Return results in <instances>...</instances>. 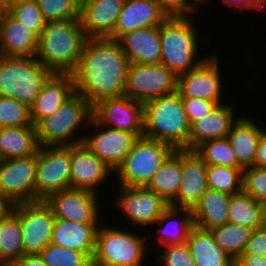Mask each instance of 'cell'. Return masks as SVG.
<instances>
[{
	"instance_id": "obj_1",
	"label": "cell",
	"mask_w": 266,
	"mask_h": 266,
	"mask_svg": "<svg viewBox=\"0 0 266 266\" xmlns=\"http://www.w3.org/2000/svg\"><path fill=\"white\" fill-rule=\"evenodd\" d=\"M129 64L118 40L87 38L71 73L75 91L92 107L101 100L124 96Z\"/></svg>"
},
{
	"instance_id": "obj_2",
	"label": "cell",
	"mask_w": 266,
	"mask_h": 266,
	"mask_svg": "<svg viewBox=\"0 0 266 266\" xmlns=\"http://www.w3.org/2000/svg\"><path fill=\"white\" fill-rule=\"evenodd\" d=\"M86 39L80 19L46 22L38 39L36 59L53 73H72Z\"/></svg>"
},
{
	"instance_id": "obj_3",
	"label": "cell",
	"mask_w": 266,
	"mask_h": 266,
	"mask_svg": "<svg viewBox=\"0 0 266 266\" xmlns=\"http://www.w3.org/2000/svg\"><path fill=\"white\" fill-rule=\"evenodd\" d=\"M143 136L189 149L190 123L177 91L143 103Z\"/></svg>"
},
{
	"instance_id": "obj_4",
	"label": "cell",
	"mask_w": 266,
	"mask_h": 266,
	"mask_svg": "<svg viewBox=\"0 0 266 266\" xmlns=\"http://www.w3.org/2000/svg\"><path fill=\"white\" fill-rule=\"evenodd\" d=\"M191 17H167L159 25L161 64L176 76L196 68L208 56L197 57L201 52L199 37Z\"/></svg>"
},
{
	"instance_id": "obj_5",
	"label": "cell",
	"mask_w": 266,
	"mask_h": 266,
	"mask_svg": "<svg viewBox=\"0 0 266 266\" xmlns=\"http://www.w3.org/2000/svg\"><path fill=\"white\" fill-rule=\"evenodd\" d=\"M92 114V106L75 91L54 114L41 119L35 125L39 147L71 146L82 143L85 133L82 136L75 134L78 129H82L83 124L86 129L90 126Z\"/></svg>"
},
{
	"instance_id": "obj_6",
	"label": "cell",
	"mask_w": 266,
	"mask_h": 266,
	"mask_svg": "<svg viewBox=\"0 0 266 266\" xmlns=\"http://www.w3.org/2000/svg\"><path fill=\"white\" fill-rule=\"evenodd\" d=\"M99 224L96 232L94 266H142L148 257L147 238L142 232ZM147 251V252H146Z\"/></svg>"
},
{
	"instance_id": "obj_7",
	"label": "cell",
	"mask_w": 266,
	"mask_h": 266,
	"mask_svg": "<svg viewBox=\"0 0 266 266\" xmlns=\"http://www.w3.org/2000/svg\"><path fill=\"white\" fill-rule=\"evenodd\" d=\"M52 74L36 56L0 55V95L22 102L30 108Z\"/></svg>"
},
{
	"instance_id": "obj_8",
	"label": "cell",
	"mask_w": 266,
	"mask_h": 266,
	"mask_svg": "<svg viewBox=\"0 0 266 266\" xmlns=\"http://www.w3.org/2000/svg\"><path fill=\"white\" fill-rule=\"evenodd\" d=\"M174 151L169 144L144 136L139 137L115 171L118 186L145 187Z\"/></svg>"
},
{
	"instance_id": "obj_9",
	"label": "cell",
	"mask_w": 266,
	"mask_h": 266,
	"mask_svg": "<svg viewBox=\"0 0 266 266\" xmlns=\"http://www.w3.org/2000/svg\"><path fill=\"white\" fill-rule=\"evenodd\" d=\"M71 188L70 146L39 147L37 151L35 201Z\"/></svg>"
},
{
	"instance_id": "obj_10",
	"label": "cell",
	"mask_w": 266,
	"mask_h": 266,
	"mask_svg": "<svg viewBox=\"0 0 266 266\" xmlns=\"http://www.w3.org/2000/svg\"><path fill=\"white\" fill-rule=\"evenodd\" d=\"M175 91H177V76L164 64H129L125 96L145 103Z\"/></svg>"
},
{
	"instance_id": "obj_11",
	"label": "cell",
	"mask_w": 266,
	"mask_h": 266,
	"mask_svg": "<svg viewBox=\"0 0 266 266\" xmlns=\"http://www.w3.org/2000/svg\"><path fill=\"white\" fill-rule=\"evenodd\" d=\"M37 153L0 160V196L11 205L35 202Z\"/></svg>"
},
{
	"instance_id": "obj_12",
	"label": "cell",
	"mask_w": 266,
	"mask_h": 266,
	"mask_svg": "<svg viewBox=\"0 0 266 266\" xmlns=\"http://www.w3.org/2000/svg\"><path fill=\"white\" fill-rule=\"evenodd\" d=\"M114 201L123 216L136 228L151 227L160 218L169 204L154 191L139 186H119ZM119 208V209H118Z\"/></svg>"
},
{
	"instance_id": "obj_13",
	"label": "cell",
	"mask_w": 266,
	"mask_h": 266,
	"mask_svg": "<svg viewBox=\"0 0 266 266\" xmlns=\"http://www.w3.org/2000/svg\"><path fill=\"white\" fill-rule=\"evenodd\" d=\"M24 254H39L52 239L55 216L45 201L18 204Z\"/></svg>"
},
{
	"instance_id": "obj_14",
	"label": "cell",
	"mask_w": 266,
	"mask_h": 266,
	"mask_svg": "<svg viewBox=\"0 0 266 266\" xmlns=\"http://www.w3.org/2000/svg\"><path fill=\"white\" fill-rule=\"evenodd\" d=\"M217 54H208L196 68L177 76V92L181 97H192L224 103L222 100V73ZM221 73V74H220Z\"/></svg>"
},
{
	"instance_id": "obj_15",
	"label": "cell",
	"mask_w": 266,
	"mask_h": 266,
	"mask_svg": "<svg viewBox=\"0 0 266 266\" xmlns=\"http://www.w3.org/2000/svg\"><path fill=\"white\" fill-rule=\"evenodd\" d=\"M90 128L97 129L93 135H84V145L102 160L113 174L121 166L125 157L139 138L135 133L100 125L93 117ZM94 127V128H93Z\"/></svg>"
},
{
	"instance_id": "obj_16",
	"label": "cell",
	"mask_w": 266,
	"mask_h": 266,
	"mask_svg": "<svg viewBox=\"0 0 266 266\" xmlns=\"http://www.w3.org/2000/svg\"><path fill=\"white\" fill-rule=\"evenodd\" d=\"M99 194L77 188L53 193L45 202L53 209L55 219L82 224H100L102 206Z\"/></svg>"
},
{
	"instance_id": "obj_17",
	"label": "cell",
	"mask_w": 266,
	"mask_h": 266,
	"mask_svg": "<svg viewBox=\"0 0 266 266\" xmlns=\"http://www.w3.org/2000/svg\"><path fill=\"white\" fill-rule=\"evenodd\" d=\"M93 118L102 126L143 136V103L128 96L107 98L92 107Z\"/></svg>"
},
{
	"instance_id": "obj_18",
	"label": "cell",
	"mask_w": 266,
	"mask_h": 266,
	"mask_svg": "<svg viewBox=\"0 0 266 266\" xmlns=\"http://www.w3.org/2000/svg\"><path fill=\"white\" fill-rule=\"evenodd\" d=\"M207 165L195 151L181 149L182 180L177 196L169 203L172 207L193 209L208 190Z\"/></svg>"
},
{
	"instance_id": "obj_19",
	"label": "cell",
	"mask_w": 266,
	"mask_h": 266,
	"mask_svg": "<svg viewBox=\"0 0 266 266\" xmlns=\"http://www.w3.org/2000/svg\"><path fill=\"white\" fill-rule=\"evenodd\" d=\"M71 188L92 191L98 194L100 185L112 176V170L84 143L70 146ZM99 186V187H98Z\"/></svg>"
},
{
	"instance_id": "obj_20",
	"label": "cell",
	"mask_w": 266,
	"mask_h": 266,
	"mask_svg": "<svg viewBox=\"0 0 266 266\" xmlns=\"http://www.w3.org/2000/svg\"><path fill=\"white\" fill-rule=\"evenodd\" d=\"M125 0H87L80 20L87 38H111Z\"/></svg>"
},
{
	"instance_id": "obj_21",
	"label": "cell",
	"mask_w": 266,
	"mask_h": 266,
	"mask_svg": "<svg viewBox=\"0 0 266 266\" xmlns=\"http://www.w3.org/2000/svg\"><path fill=\"white\" fill-rule=\"evenodd\" d=\"M74 92L71 73H53L44 83L41 93L30 107L33 125L54 114Z\"/></svg>"
},
{
	"instance_id": "obj_22",
	"label": "cell",
	"mask_w": 266,
	"mask_h": 266,
	"mask_svg": "<svg viewBox=\"0 0 266 266\" xmlns=\"http://www.w3.org/2000/svg\"><path fill=\"white\" fill-rule=\"evenodd\" d=\"M39 37L7 11L0 15V55L6 57L36 56Z\"/></svg>"
},
{
	"instance_id": "obj_23",
	"label": "cell",
	"mask_w": 266,
	"mask_h": 266,
	"mask_svg": "<svg viewBox=\"0 0 266 266\" xmlns=\"http://www.w3.org/2000/svg\"><path fill=\"white\" fill-rule=\"evenodd\" d=\"M166 18L167 15L155 0H125L113 39L118 40L125 33L140 28L159 26Z\"/></svg>"
},
{
	"instance_id": "obj_24",
	"label": "cell",
	"mask_w": 266,
	"mask_h": 266,
	"mask_svg": "<svg viewBox=\"0 0 266 266\" xmlns=\"http://www.w3.org/2000/svg\"><path fill=\"white\" fill-rule=\"evenodd\" d=\"M252 118V119H251ZM254 118L241 114L226 135L238 164L246 169L255 166V155L261 136L266 128H261Z\"/></svg>"
},
{
	"instance_id": "obj_25",
	"label": "cell",
	"mask_w": 266,
	"mask_h": 266,
	"mask_svg": "<svg viewBox=\"0 0 266 266\" xmlns=\"http://www.w3.org/2000/svg\"><path fill=\"white\" fill-rule=\"evenodd\" d=\"M232 104H219L207 116L190 125L189 150H195L205 141L226 137L239 117L235 116L236 108Z\"/></svg>"
},
{
	"instance_id": "obj_26",
	"label": "cell",
	"mask_w": 266,
	"mask_h": 266,
	"mask_svg": "<svg viewBox=\"0 0 266 266\" xmlns=\"http://www.w3.org/2000/svg\"><path fill=\"white\" fill-rule=\"evenodd\" d=\"M118 41L130 63L146 65L161 63L159 26L127 32Z\"/></svg>"
},
{
	"instance_id": "obj_27",
	"label": "cell",
	"mask_w": 266,
	"mask_h": 266,
	"mask_svg": "<svg viewBox=\"0 0 266 266\" xmlns=\"http://www.w3.org/2000/svg\"><path fill=\"white\" fill-rule=\"evenodd\" d=\"M98 226L99 224H82L65 219H55L51 243L85 252L92 259Z\"/></svg>"
},
{
	"instance_id": "obj_28",
	"label": "cell",
	"mask_w": 266,
	"mask_h": 266,
	"mask_svg": "<svg viewBox=\"0 0 266 266\" xmlns=\"http://www.w3.org/2000/svg\"><path fill=\"white\" fill-rule=\"evenodd\" d=\"M230 194L208 189L192 209L194 226L211 230L229 221Z\"/></svg>"
},
{
	"instance_id": "obj_29",
	"label": "cell",
	"mask_w": 266,
	"mask_h": 266,
	"mask_svg": "<svg viewBox=\"0 0 266 266\" xmlns=\"http://www.w3.org/2000/svg\"><path fill=\"white\" fill-rule=\"evenodd\" d=\"M156 225L160 227L156 238L158 239L156 243H159L160 246L186 243L189 233L194 227L192 210L169 205L153 225V228Z\"/></svg>"
},
{
	"instance_id": "obj_30",
	"label": "cell",
	"mask_w": 266,
	"mask_h": 266,
	"mask_svg": "<svg viewBox=\"0 0 266 266\" xmlns=\"http://www.w3.org/2000/svg\"><path fill=\"white\" fill-rule=\"evenodd\" d=\"M186 244L196 266H235V260L217 245L210 230L194 226Z\"/></svg>"
},
{
	"instance_id": "obj_31",
	"label": "cell",
	"mask_w": 266,
	"mask_h": 266,
	"mask_svg": "<svg viewBox=\"0 0 266 266\" xmlns=\"http://www.w3.org/2000/svg\"><path fill=\"white\" fill-rule=\"evenodd\" d=\"M38 149L35 126L0 128V160L33 156Z\"/></svg>"
},
{
	"instance_id": "obj_32",
	"label": "cell",
	"mask_w": 266,
	"mask_h": 266,
	"mask_svg": "<svg viewBox=\"0 0 266 266\" xmlns=\"http://www.w3.org/2000/svg\"><path fill=\"white\" fill-rule=\"evenodd\" d=\"M181 180V149H175L145 187L169 204L177 196Z\"/></svg>"
},
{
	"instance_id": "obj_33",
	"label": "cell",
	"mask_w": 266,
	"mask_h": 266,
	"mask_svg": "<svg viewBox=\"0 0 266 266\" xmlns=\"http://www.w3.org/2000/svg\"><path fill=\"white\" fill-rule=\"evenodd\" d=\"M24 255L18 204L0 220V263L20 259Z\"/></svg>"
},
{
	"instance_id": "obj_34",
	"label": "cell",
	"mask_w": 266,
	"mask_h": 266,
	"mask_svg": "<svg viewBox=\"0 0 266 266\" xmlns=\"http://www.w3.org/2000/svg\"><path fill=\"white\" fill-rule=\"evenodd\" d=\"M229 222L243 225L253 230L264 225L263 204L244 190L232 194L229 206Z\"/></svg>"
},
{
	"instance_id": "obj_35",
	"label": "cell",
	"mask_w": 266,
	"mask_h": 266,
	"mask_svg": "<svg viewBox=\"0 0 266 266\" xmlns=\"http://www.w3.org/2000/svg\"><path fill=\"white\" fill-rule=\"evenodd\" d=\"M210 231L214 235L217 245L236 260L243 253L254 230L228 221Z\"/></svg>"
},
{
	"instance_id": "obj_36",
	"label": "cell",
	"mask_w": 266,
	"mask_h": 266,
	"mask_svg": "<svg viewBox=\"0 0 266 266\" xmlns=\"http://www.w3.org/2000/svg\"><path fill=\"white\" fill-rule=\"evenodd\" d=\"M243 170V168L209 165L207 167L208 189L230 195L242 191Z\"/></svg>"
},
{
	"instance_id": "obj_37",
	"label": "cell",
	"mask_w": 266,
	"mask_h": 266,
	"mask_svg": "<svg viewBox=\"0 0 266 266\" xmlns=\"http://www.w3.org/2000/svg\"><path fill=\"white\" fill-rule=\"evenodd\" d=\"M195 151L203 158L207 166L220 165L242 168L238 164L235 153L226 137L205 141Z\"/></svg>"
},
{
	"instance_id": "obj_38",
	"label": "cell",
	"mask_w": 266,
	"mask_h": 266,
	"mask_svg": "<svg viewBox=\"0 0 266 266\" xmlns=\"http://www.w3.org/2000/svg\"><path fill=\"white\" fill-rule=\"evenodd\" d=\"M47 266H90L92 259L82 251L71 250L50 243L40 253Z\"/></svg>"
},
{
	"instance_id": "obj_39",
	"label": "cell",
	"mask_w": 266,
	"mask_h": 266,
	"mask_svg": "<svg viewBox=\"0 0 266 266\" xmlns=\"http://www.w3.org/2000/svg\"><path fill=\"white\" fill-rule=\"evenodd\" d=\"M7 12L38 37L45 27L46 21L37 0L17 2L9 6Z\"/></svg>"
},
{
	"instance_id": "obj_40",
	"label": "cell",
	"mask_w": 266,
	"mask_h": 266,
	"mask_svg": "<svg viewBox=\"0 0 266 266\" xmlns=\"http://www.w3.org/2000/svg\"><path fill=\"white\" fill-rule=\"evenodd\" d=\"M34 126L30 108L22 102L0 95V128Z\"/></svg>"
},
{
	"instance_id": "obj_41",
	"label": "cell",
	"mask_w": 266,
	"mask_h": 266,
	"mask_svg": "<svg viewBox=\"0 0 266 266\" xmlns=\"http://www.w3.org/2000/svg\"><path fill=\"white\" fill-rule=\"evenodd\" d=\"M46 22L80 19V7L73 0H37Z\"/></svg>"
},
{
	"instance_id": "obj_42",
	"label": "cell",
	"mask_w": 266,
	"mask_h": 266,
	"mask_svg": "<svg viewBox=\"0 0 266 266\" xmlns=\"http://www.w3.org/2000/svg\"><path fill=\"white\" fill-rule=\"evenodd\" d=\"M160 250L156 254L157 266H196L186 243L162 246Z\"/></svg>"
},
{
	"instance_id": "obj_43",
	"label": "cell",
	"mask_w": 266,
	"mask_h": 266,
	"mask_svg": "<svg viewBox=\"0 0 266 266\" xmlns=\"http://www.w3.org/2000/svg\"><path fill=\"white\" fill-rule=\"evenodd\" d=\"M243 190L262 204L266 203V169L248 167L243 170Z\"/></svg>"
},
{
	"instance_id": "obj_44",
	"label": "cell",
	"mask_w": 266,
	"mask_h": 266,
	"mask_svg": "<svg viewBox=\"0 0 266 266\" xmlns=\"http://www.w3.org/2000/svg\"><path fill=\"white\" fill-rule=\"evenodd\" d=\"M167 17H187L199 14L195 0H155ZM192 1V2H190Z\"/></svg>"
},
{
	"instance_id": "obj_45",
	"label": "cell",
	"mask_w": 266,
	"mask_h": 266,
	"mask_svg": "<svg viewBox=\"0 0 266 266\" xmlns=\"http://www.w3.org/2000/svg\"><path fill=\"white\" fill-rule=\"evenodd\" d=\"M181 98L190 125L201 119L203 116H207L218 105L216 102L204 99H196L192 97Z\"/></svg>"
},
{
	"instance_id": "obj_46",
	"label": "cell",
	"mask_w": 266,
	"mask_h": 266,
	"mask_svg": "<svg viewBox=\"0 0 266 266\" xmlns=\"http://www.w3.org/2000/svg\"><path fill=\"white\" fill-rule=\"evenodd\" d=\"M242 254L266 257V226L263 225L252 232Z\"/></svg>"
},
{
	"instance_id": "obj_47",
	"label": "cell",
	"mask_w": 266,
	"mask_h": 266,
	"mask_svg": "<svg viewBox=\"0 0 266 266\" xmlns=\"http://www.w3.org/2000/svg\"><path fill=\"white\" fill-rule=\"evenodd\" d=\"M235 266H266V257L252 254H241L235 260Z\"/></svg>"
},
{
	"instance_id": "obj_48",
	"label": "cell",
	"mask_w": 266,
	"mask_h": 266,
	"mask_svg": "<svg viewBox=\"0 0 266 266\" xmlns=\"http://www.w3.org/2000/svg\"><path fill=\"white\" fill-rule=\"evenodd\" d=\"M255 166L266 169V132L261 136L257 146Z\"/></svg>"
},
{
	"instance_id": "obj_49",
	"label": "cell",
	"mask_w": 266,
	"mask_h": 266,
	"mask_svg": "<svg viewBox=\"0 0 266 266\" xmlns=\"http://www.w3.org/2000/svg\"><path fill=\"white\" fill-rule=\"evenodd\" d=\"M266 12V0H241V11Z\"/></svg>"
},
{
	"instance_id": "obj_50",
	"label": "cell",
	"mask_w": 266,
	"mask_h": 266,
	"mask_svg": "<svg viewBox=\"0 0 266 266\" xmlns=\"http://www.w3.org/2000/svg\"><path fill=\"white\" fill-rule=\"evenodd\" d=\"M1 266H30V254H24L20 259L5 261Z\"/></svg>"
},
{
	"instance_id": "obj_51",
	"label": "cell",
	"mask_w": 266,
	"mask_h": 266,
	"mask_svg": "<svg viewBox=\"0 0 266 266\" xmlns=\"http://www.w3.org/2000/svg\"><path fill=\"white\" fill-rule=\"evenodd\" d=\"M12 205L2 196H0V220L11 210Z\"/></svg>"
},
{
	"instance_id": "obj_52",
	"label": "cell",
	"mask_w": 266,
	"mask_h": 266,
	"mask_svg": "<svg viewBox=\"0 0 266 266\" xmlns=\"http://www.w3.org/2000/svg\"><path fill=\"white\" fill-rule=\"evenodd\" d=\"M207 1L210 2V0H206L203 4L207 5L208 4ZM222 2L230 8L232 6L233 12L237 11V10L241 11V0H222ZM205 3H207V4H205Z\"/></svg>"
},
{
	"instance_id": "obj_53",
	"label": "cell",
	"mask_w": 266,
	"mask_h": 266,
	"mask_svg": "<svg viewBox=\"0 0 266 266\" xmlns=\"http://www.w3.org/2000/svg\"><path fill=\"white\" fill-rule=\"evenodd\" d=\"M30 266H47L39 254H30Z\"/></svg>"
},
{
	"instance_id": "obj_54",
	"label": "cell",
	"mask_w": 266,
	"mask_h": 266,
	"mask_svg": "<svg viewBox=\"0 0 266 266\" xmlns=\"http://www.w3.org/2000/svg\"><path fill=\"white\" fill-rule=\"evenodd\" d=\"M21 1H26V0H4V3L6 5V7L8 8L9 6H11L17 2H21Z\"/></svg>"
},
{
	"instance_id": "obj_55",
	"label": "cell",
	"mask_w": 266,
	"mask_h": 266,
	"mask_svg": "<svg viewBox=\"0 0 266 266\" xmlns=\"http://www.w3.org/2000/svg\"><path fill=\"white\" fill-rule=\"evenodd\" d=\"M7 11V7L4 0H0V15Z\"/></svg>"
},
{
	"instance_id": "obj_56",
	"label": "cell",
	"mask_w": 266,
	"mask_h": 266,
	"mask_svg": "<svg viewBox=\"0 0 266 266\" xmlns=\"http://www.w3.org/2000/svg\"><path fill=\"white\" fill-rule=\"evenodd\" d=\"M79 7H81L87 0H73Z\"/></svg>"
},
{
	"instance_id": "obj_57",
	"label": "cell",
	"mask_w": 266,
	"mask_h": 266,
	"mask_svg": "<svg viewBox=\"0 0 266 266\" xmlns=\"http://www.w3.org/2000/svg\"><path fill=\"white\" fill-rule=\"evenodd\" d=\"M263 211H264V225L266 226V203L263 204Z\"/></svg>"
},
{
	"instance_id": "obj_58",
	"label": "cell",
	"mask_w": 266,
	"mask_h": 266,
	"mask_svg": "<svg viewBox=\"0 0 266 266\" xmlns=\"http://www.w3.org/2000/svg\"><path fill=\"white\" fill-rule=\"evenodd\" d=\"M199 5L203 4L206 0H195Z\"/></svg>"
}]
</instances>
